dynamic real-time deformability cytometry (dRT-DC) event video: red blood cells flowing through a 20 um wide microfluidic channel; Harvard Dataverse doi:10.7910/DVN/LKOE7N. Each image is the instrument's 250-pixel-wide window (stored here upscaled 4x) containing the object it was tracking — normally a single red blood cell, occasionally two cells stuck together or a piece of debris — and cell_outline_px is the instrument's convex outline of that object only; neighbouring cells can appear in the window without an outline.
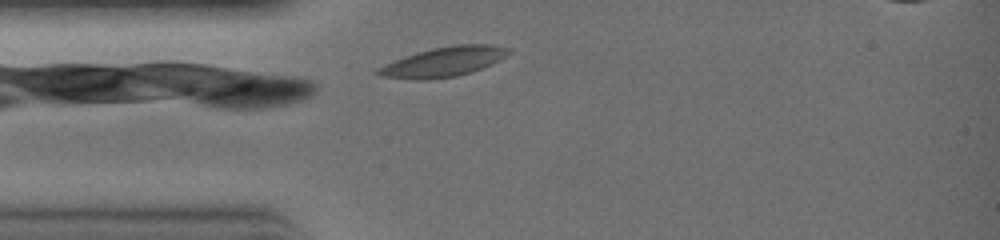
{"species": "common noctule bat (a hibernating species)", "species_latin": "Nyctalus noctula", "temperature_condition": "warm", "stored_images_in_passage": 18, "camera_frame_rate_fps": 3000, "um_per_image_px": 0.085, "animal": {"sex": "female", "body_mass_g": 19.0, "forearm_length_mm": 51.5}, "frame": {"image": 1, "passage_image": 1, "time_ms": 0.0, "image_size_px": [1000, 240], "cell_outline_px": [[512, 52], [492, 64], [456, 76], [428, 80], [412, 80], [376, 76], [372, 72], [376, 68], [384, 64], [416, 52], [432, 48], [460, 44], [492, 44], [512, 48]], "centroid_in_image_um": [37.65, 5.26], "position_along_channel_um": 47.4, "area_um2": 22.89}}
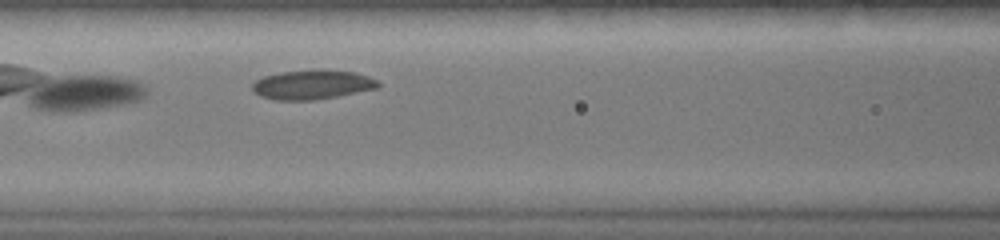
{"frame": {"image": 2, "passage_image": 6, "time_ms": 1.667, "image_size_px": [1000, 240], "cell_outline_px": [[380, 84], [376, 88], [316, 100], [276, 100], [260, 96], [252, 92], [252, 84], [256, 80], [264, 76], [280, 72], [316, 68], [328, 68], [356, 72], [368, 76], [376, 80]], "centroid_in_image_um": [26.51, 7.16], "position_along_channel_um": 140.1, "area_um2": 21.91}}